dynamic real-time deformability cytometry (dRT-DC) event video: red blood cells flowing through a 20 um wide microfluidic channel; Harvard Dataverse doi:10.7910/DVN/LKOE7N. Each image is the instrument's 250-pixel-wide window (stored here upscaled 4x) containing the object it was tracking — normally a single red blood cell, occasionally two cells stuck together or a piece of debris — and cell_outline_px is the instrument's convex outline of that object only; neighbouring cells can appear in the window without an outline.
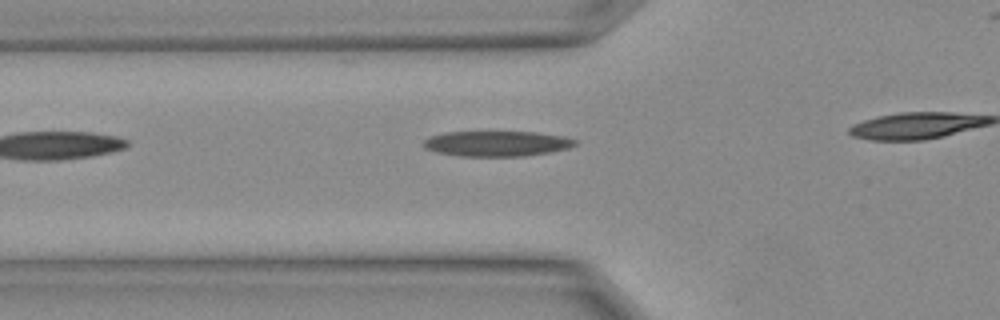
{"species": "Egyptian fruit bat (a non-hibernating species)", "species_latin": "Rousettus aegyptiacus", "temperature_condition": "warm", "stored_images_in_passage": 7, "camera_frame_rate_fps": 3000, "um_per_image_px": 0.085, "animal": {"sex": "female"}, "frame": {"image": 1, "passage_image": 7, "time_ms": 2.0, "image_size_px": [1000, 320], "cell_outline_px": [[576, 144], [568, 148], [552, 152], [524, 156], [460, 156], [436, 152], [424, 148], [424, 140], [432, 136], [444, 132], [536, 132], [564, 136], [576, 140]], "centroid_in_image_um": [42.24, 12.21], "position_along_channel_um": 83.6, "area_um2": 22.37}}